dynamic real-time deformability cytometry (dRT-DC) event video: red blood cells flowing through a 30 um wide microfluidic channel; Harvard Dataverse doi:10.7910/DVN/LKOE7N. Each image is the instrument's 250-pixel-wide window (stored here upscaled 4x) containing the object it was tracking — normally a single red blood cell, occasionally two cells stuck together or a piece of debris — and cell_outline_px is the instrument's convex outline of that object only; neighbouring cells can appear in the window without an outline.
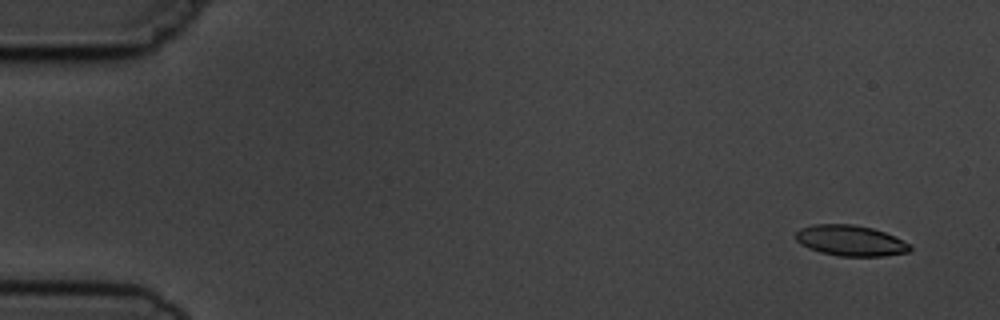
{"species": "common noctule bat (a hibernating species)", "species_latin": "Nyctalus noctula", "temperature_condition": "cold", "stored_images_in_passage": 7, "camera_frame_rate_fps": 3000, "um_per_image_px": 0.085, "animal": {"sex": "male", "body_mass_g": 19.5, "forearm_length_mm": 54.6}, "frame": {"image": 1, "passage_image": 1, "time_ms": 0.0, "image_size_px": [1000, 320], "cell_outline_px": [[912, 248], [908, 252], [884, 256], [840, 256], [820, 252], [808, 248], [800, 244], [792, 236], [800, 228], [812, 224], [852, 224], [872, 228], [884, 232], [912, 244]], "centroid_in_image_um": [72.26, 20.45], "position_along_channel_um": 12.7, "area_um2": 20.63}}
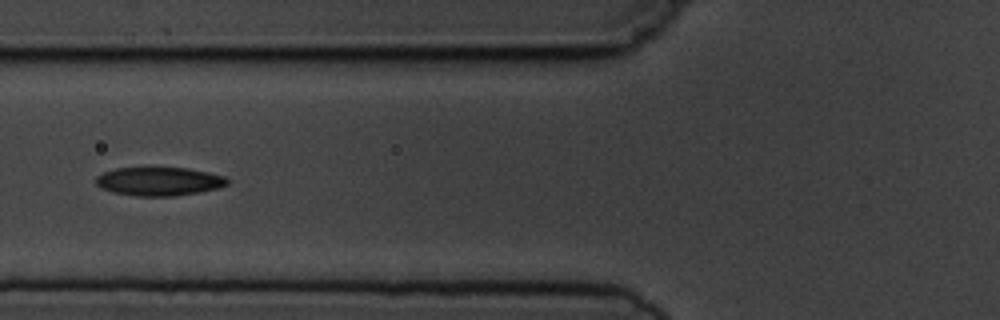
{"frame": {"image": 2, "passage_image": 6, "time_ms": 6.0, "image_size_px": [1000, 320], "cell_outline_px": [[228, 184], [216, 188], [200, 192], [176, 196], [136, 196], [112, 192], [100, 188], [96, 184], [96, 176], [104, 172], [116, 168], [148, 164], [188, 168], [208, 172], [224, 176], [228, 180]], "centroid_in_image_um": [13.47, 15.36], "position_along_channel_um": 112.3, "area_um2": 22.89}}
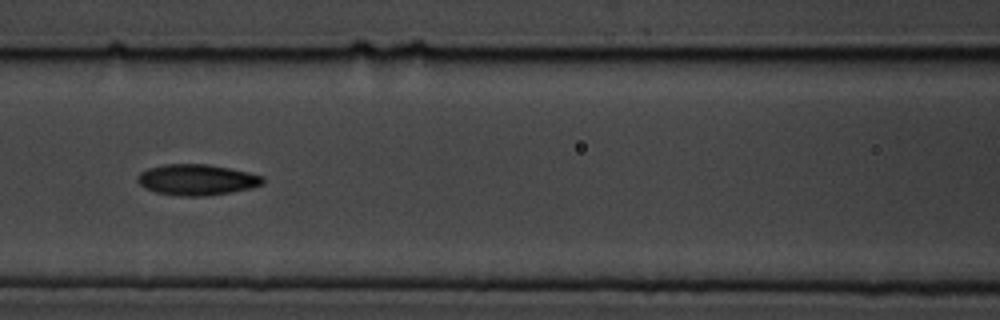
{"frame": {"image": 3, "passage_image": 7, "time_ms": 7.0, "image_size_px": [1000, 320], "cell_outline_px": [[264, 184], [252, 188], [204, 196], [180, 196], [156, 192], [144, 188], [136, 180], [136, 176], [140, 172], [148, 168], [164, 164], [208, 164], [248, 172], [264, 176]], "centroid_in_image_um": [16.71, 15.27], "position_along_channel_um": 149.9, "area_um2": 22.6}}